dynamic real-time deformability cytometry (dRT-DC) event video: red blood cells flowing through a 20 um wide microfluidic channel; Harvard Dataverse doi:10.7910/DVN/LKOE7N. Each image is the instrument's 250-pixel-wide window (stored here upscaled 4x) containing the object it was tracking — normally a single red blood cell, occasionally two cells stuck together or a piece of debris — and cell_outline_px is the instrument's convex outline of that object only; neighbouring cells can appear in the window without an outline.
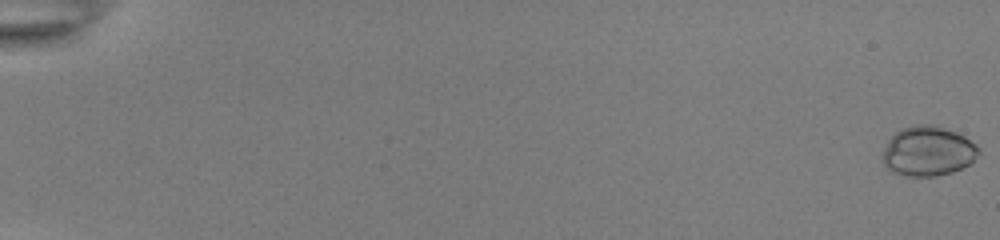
{"species": "common noctule bat (a hibernating species)", "species_latin": "Nyctalus noctula", "temperature_condition": "room temperature", "stored_images_in_passage": 55, "camera_frame_rate_fps": 3000, "um_per_image_px": 0.085, "animal": {"sex": "female", "body_mass_g": 22.0, "forearm_length_mm": 56.7}, "frame": {"image": 1, "passage_image": 1, "time_ms": 0.0, "image_size_px": [1000, 240], "cell_outline_px": [[980, 152], [968, 164], [952, 172], [936, 176], [908, 176], [892, 172], [884, 164], [884, 148], [888, 140], [900, 128], [916, 124], [936, 124], [956, 132], [964, 136], [976, 144], [980, 148]], "centroid_in_image_um": [78.88, 12.83], "position_along_channel_um": 6.1, "area_um2": 27.8}}
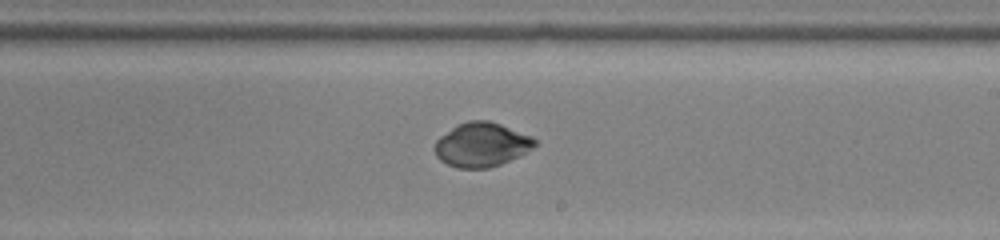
{"frame": {"image": 2, "passage_image": 35, "time_ms": 11.333, "image_size_px": [1000, 240], "cell_outline_px": [[536, 144], [532, 148], [520, 156], [500, 164], [488, 168], [456, 168], [440, 160], [436, 156], [436, 140], [440, 136], [456, 124], [468, 120], [488, 120], [500, 124], [532, 136], [536, 140]], "centroid_in_image_um": [40.93, 12.29], "position_along_channel_um": 248.1, "area_um2": 25.72}}
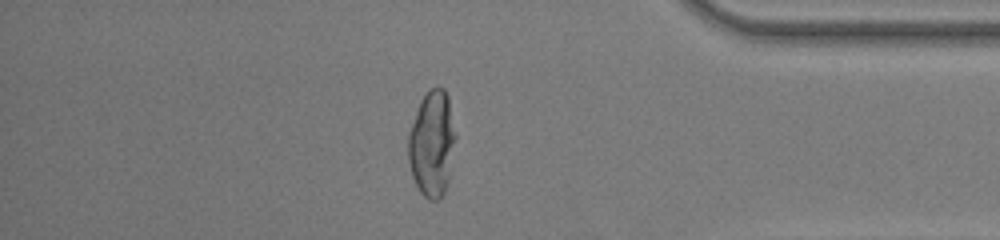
{"frame": {"image": 3, "passage_image": 48, "time_ms": 15.667, "image_size_px": [1000, 240], "cell_outline_px": [[456, 136], [448, 180], [444, 192], [440, 200], [428, 200], [420, 192], [412, 176], [408, 160], [408, 132], [420, 100], [428, 88], [436, 84], [444, 88], [448, 96]], "centroid_in_image_um": [36.71, 12.17], "position_along_channel_um": 398.5, "area_um2": 29.54}, "authors_computed_cell_mechanics": {"area_um2": 26.299, "velocity_mm_per_s": 3.9004, "shape_relaxation_time_tau1_ms": 5.4079, "shape_relaxation_time_tau2_ms": null, "deformation_change_tau1": 0.122, "deformation_change_tau2": null}}